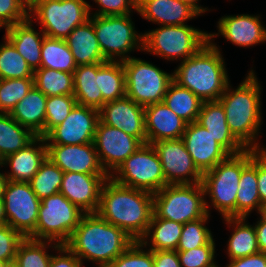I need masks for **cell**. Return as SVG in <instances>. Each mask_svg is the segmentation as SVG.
<instances>
[{"instance_id":"cell-1","label":"cell","mask_w":266,"mask_h":267,"mask_svg":"<svg viewBox=\"0 0 266 267\" xmlns=\"http://www.w3.org/2000/svg\"><path fill=\"white\" fill-rule=\"evenodd\" d=\"M96 213L133 240L140 241L153 215V194L121 185L108 177L102 185Z\"/></svg>"},{"instance_id":"cell-2","label":"cell","mask_w":266,"mask_h":267,"mask_svg":"<svg viewBox=\"0 0 266 267\" xmlns=\"http://www.w3.org/2000/svg\"><path fill=\"white\" fill-rule=\"evenodd\" d=\"M134 241L97 213H84L65 245L82 263L87 260L95 262L98 267H107Z\"/></svg>"},{"instance_id":"cell-3","label":"cell","mask_w":266,"mask_h":267,"mask_svg":"<svg viewBox=\"0 0 266 267\" xmlns=\"http://www.w3.org/2000/svg\"><path fill=\"white\" fill-rule=\"evenodd\" d=\"M256 76L251 69L235 90L229 83L218 101L224 108L227 124L233 136L246 149L266 150L257 142L263 117L261 86Z\"/></svg>"},{"instance_id":"cell-4","label":"cell","mask_w":266,"mask_h":267,"mask_svg":"<svg viewBox=\"0 0 266 267\" xmlns=\"http://www.w3.org/2000/svg\"><path fill=\"white\" fill-rule=\"evenodd\" d=\"M216 43L208 41L193 56L181 61L173 81L202 101H218L230 83L224 58Z\"/></svg>"},{"instance_id":"cell-5","label":"cell","mask_w":266,"mask_h":267,"mask_svg":"<svg viewBox=\"0 0 266 267\" xmlns=\"http://www.w3.org/2000/svg\"><path fill=\"white\" fill-rule=\"evenodd\" d=\"M259 150L246 149L241 154L230 155L202 176L205 196L223 218L236 217V195L242 170Z\"/></svg>"},{"instance_id":"cell-6","label":"cell","mask_w":266,"mask_h":267,"mask_svg":"<svg viewBox=\"0 0 266 267\" xmlns=\"http://www.w3.org/2000/svg\"><path fill=\"white\" fill-rule=\"evenodd\" d=\"M206 199L202 183L166 185L153 194V213L184 225L210 214Z\"/></svg>"},{"instance_id":"cell-7","label":"cell","mask_w":266,"mask_h":267,"mask_svg":"<svg viewBox=\"0 0 266 267\" xmlns=\"http://www.w3.org/2000/svg\"><path fill=\"white\" fill-rule=\"evenodd\" d=\"M208 41L207 32L190 25H165L143 33V51L169 61H184Z\"/></svg>"},{"instance_id":"cell-8","label":"cell","mask_w":266,"mask_h":267,"mask_svg":"<svg viewBox=\"0 0 266 267\" xmlns=\"http://www.w3.org/2000/svg\"><path fill=\"white\" fill-rule=\"evenodd\" d=\"M91 8L85 0H38L29 8V18L41 24L45 36L66 39L75 27L90 19Z\"/></svg>"},{"instance_id":"cell-9","label":"cell","mask_w":266,"mask_h":267,"mask_svg":"<svg viewBox=\"0 0 266 267\" xmlns=\"http://www.w3.org/2000/svg\"><path fill=\"white\" fill-rule=\"evenodd\" d=\"M84 212L60 192L41 200L35 231L28 237L65 245Z\"/></svg>"},{"instance_id":"cell-10","label":"cell","mask_w":266,"mask_h":267,"mask_svg":"<svg viewBox=\"0 0 266 267\" xmlns=\"http://www.w3.org/2000/svg\"><path fill=\"white\" fill-rule=\"evenodd\" d=\"M92 23L107 61H124L135 49L143 51V34L137 33L130 15H92Z\"/></svg>"},{"instance_id":"cell-11","label":"cell","mask_w":266,"mask_h":267,"mask_svg":"<svg viewBox=\"0 0 266 267\" xmlns=\"http://www.w3.org/2000/svg\"><path fill=\"white\" fill-rule=\"evenodd\" d=\"M125 71L126 96L141 106L163 102L173 74L150 62L130 57L122 61Z\"/></svg>"},{"instance_id":"cell-12","label":"cell","mask_w":266,"mask_h":267,"mask_svg":"<svg viewBox=\"0 0 266 267\" xmlns=\"http://www.w3.org/2000/svg\"><path fill=\"white\" fill-rule=\"evenodd\" d=\"M115 182L152 194L168 185L152 144H142L110 176Z\"/></svg>"},{"instance_id":"cell-13","label":"cell","mask_w":266,"mask_h":267,"mask_svg":"<svg viewBox=\"0 0 266 267\" xmlns=\"http://www.w3.org/2000/svg\"><path fill=\"white\" fill-rule=\"evenodd\" d=\"M7 225L28 238L36 228L41 200L29 182L8 181L4 191Z\"/></svg>"},{"instance_id":"cell-14","label":"cell","mask_w":266,"mask_h":267,"mask_svg":"<svg viewBox=\"0 0 266 267\" xmlns=\"http://www.w3.org/2000/svg\"><path fill=\"white\" fill-rule=\"evenodd\" d=\"M93 143L99 162L109 177L142 145L136 137L100 121Z\"/></svg>"},{"instance_id":"cell-15","label":"cell","mask_w":266,"mask_h":267,"mask_svg":"<svg viewBox=\"0 0 266 267\" xmlns=\"http://www.w3.org/2000/svg\"><path fill=\"white\" fill-rule=\"evenodd\" d=\"M168 185L202 183L203 174L195 166L182 139L152 143Z\"/></svg>"},{"instance_id":"cell-16","label":"cell","mask_w":266,"mask_h":267,"mask_svg":"<svg viewBox=\"0 0 266 267\" xmlns=\"http://www.w3.org/2000/svg\"><path fill=\"white\" fill-rule=\"evenodd\" d=\"M99 110L76 104L68 117L46 136V144L78 145L93 142Z\"/></svg>"},{"instance_id":"cell-17","label":"cell","mask_w":266,"mask_h":267,"mask_svg":"<svg viewBox=\"0 0 266 267\" xmlns=\"http://www.w3.org/2000/svg\"><path fill=\"white\" fill-rule=\"evenodd\" d=\"M99 121L103 124L123 130L146 144L144 106L124 96L115 101L106 102L99 109Z\"/></svg>"},{"instance_id":"cell-18","label":"cell","mask_w":266,"mask_h":267,"mask_svg":"<svg viewBox=\"0 0 266 267\" xmlns=\"http://www.w3.org/2000/svg\"><path fill=\"white\" fill-rule=\"evenodd\" d=\"M182 140L195 166L202 174L230 156L210 131L197 121L187 124Z\"/></svg>"},{"instance_id":"cell-19","label":"cell","mask_w":266,"mask_h":267,"mask_svg":"<svg viewBox=\"0 0 266 267\" xmlns=\"http://www.w3.org/2000/svg\"><path fill=\"white\" fill-rule=\"evenodd\" d=\"M107 174L64 172L60 193L84 213H96Z\"/></svg>"},{"instance_id":"cell-20","label":"cell","mask_w":266,"mask_h":267,"mask_svg":"<svg viewBox=\"0 0 266 267\" xmlns=\"http://www.w3.org/2000/svg\"><path fill=\"white\" fill-rule=\"evenodd\" d=\"M46 145L47 157L63 172L106 174L93 142L78 145Z\"/></svg>"},{"instance_id":"cell-21","label":"cell","mask_w":266,"mask_h":267,"mask_svg":"<svg viewBox=\"0 0 266 267\" xmlns=\"http://www.w3.org/2000/svg\"><path fill=\"white\" fill-rule=\"evenodd\" d=\"M260 18V15L249 14L222 16L217 24L218 33H209V41L214 40L215 36L222 35L233 45L243 48L264 43L266 28Z\"/></svg>"},{"instance_id":"cell-22","label":"cell","mask_w":266,"mask_h":267,"mask_svg":"<svg viewBox=\"0 0 266 267\" xmlns=\"http://www.w3.org/2000/svg\"><path fill=\"white\" fill-rule=\"evenodd\" d=\"M146 143L182 139L187 123L163 102L144 107Z\"/></svg>"},{"instance_id":"cell-23","label":"cell","mask_w":266,"mask_h":267,"mask_svg":"<svg viewBox=\"0 0 266 267\" xmlns=\"http://www.w3.org/2000/svg\"><path fill=\"white\" fill-rule=\"evenodd\" d=\"M39 144V145H38ZM47 158L45 137L37 136L26 147L8 155L0 162L3 167L9 165L11 171L5 175L8 181L29 182Z\"/></svg>"},{"instance_id":"cell-24","label":"cell","mask_w":266,"mask_h":267,"mask_svg":"<svg viewBox=\"0 0 266 267\" xmlns=\"http://www.w3.org/2000/svg\"><path fill=\"white\" fill-rule=\"evenodd\" d=\"M137 13L144 19L165 25H187L200 14L190 5L179 0H138Z\"/></svg>"},{"instance_id":"cell-25","label":"cell","mask_w":266,"mask_h":267,"mask_svg":"<svg viewBox=\"0 0 266 267\" xmlns=\"http://www.w3.org/2000/svg\"><path fill=\"white\" fill-rule=\"evenodd\" d=\"M197 122L210 131L230 155L241 154L246 150L230 132L224 108L219 101H203Z\"/></svg>"},{"instance_id":"cell-26","label":"cell","mask_w":266,"mask_h":267,"mask_svg":"<svg viewBox=\"0 0 266 267\" xmlns=\"http://www.w3.org/2000/svg\"><path fill=\"white\" fill-rule=\"evenodd\" d=\"M32 22L33 20L28 18L26 21L9 26L5 29L4 37L13 44L34 72L41 67V47L45 34L41 29L37 32Z\"/></svg>"},{"instance_id":"cell-27","label":"cell","mask_w":266,"mask_h":267,"mask_svg":"<svg viewBox=\"0 0 266 267\" xmlns=\"http://www.w3.org/2000/svg\"><path fill=\"white\" fill-rule=\"evenodd\" d=\"M65 41L71 50L77 66L104 63L107 61L103 57L96 37L92 15L89 20L75 27Z\"/></svg>"},{"instance_id":"cell-28","label":"cell","mask_w":266,"mask_h":267,"mask_svg":"<svg viewBox=\"0 0 266 267\" xmlns=\"http://www.w3.org/2000/svg\"><path fill=\"white\" fill-rule=\"evenodd\" d=\"M46 101L47 96L34 86L9 114L36 136L45 137Z\"/></svg>"},{"instance_id":"cell-29","label":"cell","mask_w":266,"mask_h":267,"mask_svg":"<svg viewBox=\"0 0 266 267\" xmlns=\"http://www.w3.org/2000/svg\"><path fill=\"white\" fill-rule=\"evenodd\" d=\"M236 195V217H248L252 211L261 213L266 209L261 205L257 185V153L242 170Z\"/></svg>"},{"instance_id":"cell-30","label":"cell","mask_w":266,"mask_h":267,"mask_svg":"<svg viewBox=\"0 0 266 267\" xmlns=\"http://www.w3.org/2000/svg\"><path fill=\"white\" fill-rule=\"evenodd\" d=\"M73 79L77 104L99 110L106 103L98 87V63L78 65Z\"/></svg>"},{"instance_id":"cell-31","label":"cell","mask_w":266,"mask_h":267,"mask_svg":"<svg viewBox=\"0 0 266 267\" xmlns=\"http://www.w3.org/2000/svg\"><path fill=\"white\" fill-rule=\"evenodd\" d=\"M225 223L232 226L233 233L227 243L229 260L256 254L259 251L257 234L254 225L246 223V217L223 218ZM233 224V225H232Z\"/></svg>"},{"instance_id":"cell-32","label":"cell","mask_w":266,"mask_h":267,"mask_svg":"<svg viewBox=\"0 0 266 267\" xmlns=\"http://www.w3.org/2000/svg\"><path fill=\"white\" fill-rule=\"evenodd\" d=\"M182 228L183 224L158 218L153 213L147 232L140 242L144 247L149 246L150 250H176Z\"/></svg>"},{"instance_id":"cell-33","label":"cell","mask_w":266,"mask_h":267,"mask_svg":"<svg viewBox=\"0 0 266 267\" xmlns=\"http://www.w3.org/2000/svg\"><path fill=\"white\" fill-rule=\"evenodd\" d=\"M37 136L21 126L9 113H0V162L26 147Z\"/></svg>"},{"instance_id":"cell-34","label":"cell","mask_w":266,"mask_h":267,"mask_svg":"<svg viewBox=\"0 0 266 267\" xmlns=\"http://www.w3.org/2000/svg\"><path fill=\"white\" fill-rule=\"evenodd\" d=\"M163 103L187 124L197 121L203 101L190 90L172 81L166 91Z\"/></svg>"},{"instance_id":"cell-35","label":"cell","mask_w":266,"mask_h":267,"mask_svg":"<svg viewBox=\"0 0 266 267\" xmlns=\"http://www.w3.org/2000/svg\"><path fill=\"white\" fill-rule=\"evenodd\" d=\"M98 87L105 102L126 96L125 71L122 61L98 63Z\"/></svg>"},{"instance_id":"cell-36","label":"cell","mask_w":266,"mask_h":267,"mask_svg":"<svg viewBox=\"0 0 266 267\" xmlns=\"http://www.w3.org/2000/svg\"><path fill=\"white\" fill-rule=\"evenodd\" d=\"M41 67L74 73L77 64L65 39L45 36L41 47Z\"/></svg>"},{"instance_id":"cell-37","label":"cell","mask_w":266,"mask_h":267,"mask_svg":"<svg viewBox=\"0 0 266 267\" xmlns=\"http://www.w3.org/2000/svg\"><path fill=\"white\" fill-rule=\"evenodd\" d=\"M34 86L45 96L73 95V73L39 68L34 71Z\"/></svg>"},{"instance_id":"cell-38","label":"cell","mask_w":266,"mask_h":267,"mask_svg":"<svg viewBox=\"0 0 266 267\" xmlns=\"http://www.w3.org/2000/svg\"><path fill=\"white\" fill-rule=\"evenodd\" d=\"M59 246L52 241L24 238L18 245L15 263L18 267H48L52 255L47 249L51 247L56 251Z\"/></svg>"},{"instance_id":"cell-39","label":"cell","mask_w":266,"mask_h":267,"mask_svg":"<svg viewBox=\"0 0 266 267\" xmlns=\"http://www.w3.org/2000/svg\"><path fill=\"white\" fill-rule=\"evenodd\" d=\"M63 174L64 172L47 157L29 184L36 196L42 200L60 191Z\"/></svg>"},{"instance_id":"cell-40","label":"cell","mask_w":266,"mask_h":267,"mask_svg":"<svg viewBox=\"0 0 266 267\" xmlns=\"http://www.w3.org/2000/svg\"><path fill=\"white\" fill-rule=\"evenodd\" d=\"M0 45V78L24 79L34 78V72L25 59L17 52L13 44L6 38Z\"/></svg>"},{"instance_id":"cell-41","label":"cell","mask_w":266,"mask_h":267,"mask_svg":"<svg viewBox=\"0 0 266 267\" xmlns=\"http://www.w3.org/2000/svg\"><path fill=\"white\" fill-rule=\"evenodd\" d=\"M210 217L189 221L183 225L176 251H187L208 244L213 239L211 230L206 227Z\"/></svg>"},{"instance_id":"cell-42","label":"cell","mask_w":266,"mask_h":267,"mask_svg":"<svg viewBox=\"0 0 266 267\" xmlns=\"http://www.w3.org/2000/svg\"><path fill=\"white\" fill-rule=\"evenodd\" d=\"M34 87V78L1 79L0 113H10Z\"/></svg>"},{"instance_id":"cell-43","label":"cell","mask_w":266,"mask_h":267,"mask_svg":"<svg viewBox=\"0 0 266 267\" xmlns=\"http://www.w3.org/2000/svg\"><path fill=\"white\" fill-rule=\"evenodd\" d=\"M77 104L74 95L49 96L46 101L45 136L61 124Z\"/></svg>"},{"instance_id":"cell-44","label":"cell","mask_w":266,"mask_h":267,"mask_svg":"<svg viewBox=\"0 0 266 267\" xmlns=\"http://www.w3.org/2000/svg\"><path fill=\"white\" fill-rule=\"evenodd\" d=\"M107 267H154L153 252L140 241H134Z\"/></svg>"},{"instance_id":"cell-45","label":"cell","mask_w":266,"mask_h":267,"mask_svg":"<svg viewBox=\"0 0 266 267\" xmlns=\"http://www.w3.org/2000/svg\"><path fill=\"white\" fill-rule=\"evenodd\" d=\"M215 241L187 251H177L181 267H218L215 261Z\"/></svg>"},{"instance_id":"cell-46","label":"cell","mask_w":266,"mask_h":267,"mask_svg":"<svg viewBox=\"0 0 266 267\" xmlns=\"http://www.w3.org/2000/svg\"><path fill=\"white\" fill-rule=\"evenodd\" d=\"M29 18V9L21 0H0V23L8 28Z\"/></svg>"},{"instance_id":"cell-47","label":"cell","mask_w":266,"mask_h":267,"mask_svg":"<svg viewBox=\"0 0 266 267\" xmlns=\"http://www.w3.org/2000/svg\"><path fill=\"white\" fill-rule=\"evenodd\" d=\"M24 237L9 225L0 226V261L15 262L16 251Z\"/></svg>"},{"instance_id":"cell-48","label":"cell","mask_w":266,"mask_h":267,"mask_svg":"<svg viewBox=\"0 0 266 267\" xmlns=\"http://www.w3.org/2000/svg\"><path fill=\"white\" fill-rule=\"evenodd\" d=\"M100 7L95 16L130 15L131 11L137 12L138 0H93Z\"/></svg>"},{"instance_id":"cell-49","label":"cell","mask_w":266,"mask_h":267,"mask_svg":"<svg viewBox=\"0 0 266 267\" xmlns=\"http://www.w3.org/2000/svg\"><path fill=\"white\" fill-rule=\"evenodd\" d=\"M56 251L59 255L52 254L48 267H83L81 260L66 245H60Z\"/></svg>"},{"instance_id":"cell-50","label":"cell","mask_w":266,"mask_h":267,"mask_svg":"<svg viewBox=\"0 0 266 267\" xmlns=\"http://www.w3.org/2000/svg\"><path fill=\"white\" fill-rule=\"evenodd\" d=\"M257 185L261 205L266 209V150L257 152Z\"/></svg>"},{"instance_id":"cell-51","label":"cell","mask_w":266,"mask_h":267,"mask_svg":"<svg viewBox=\"0 0 266 267\" xmlns=\"http://www.w3.org/2000/svg\"><path fill=\"white\" fill-rule=\"evenodd\" d=\"M154 267H181L176 250H152Z\"/></svg>"},{"instance_id":"cell-52","label":"cell","mask_w":266,"mask_h":267,"mask_svg":"<svg viewBox=\"0 0 266 267\" xmlns=\"http://www.w3.org/2000/svg\"><path fill=\"white\" fill-rule=\"evenodd\" d=\"M226 267H266V254L258 252L246 257L230 260Z\"/></svg>"},{"instance_id":"cell-53","label":"cell","mask_w":266,"mask_h":267,"mask_svg":"<svg viewBox=\"0 0 266 267\" xmlns=\"http://www.w3.org/2000/svg\"><path fill=\"white\" fill-rule=\"evenodd\" d=\"M260 218L255 224L259 251L266 254V211L259 213Z\"/></svg>"},{"instance_id":"cell-54","label":"cell","mask_w":266,"mask_h":267,"mask_svg":"<svg viewBox=\"0 0 266 267\" xmlns=\"http://www.w3.org/2000/svg\"><path fill=\"white\" fill-rule=\"evenodd\" d=\"M180 2L186 3L193 7L200 15L208 11V8H203L201 5L199 6V0H179Z\"/></svg>"},{"instance_id":"cell-55","label":"cell","mask_w":266,"mask_h":267,"mask_svg":"<svg viewBox=\"0 0 266 267\" xmlns=\"http://www.w3.org/2000/svg\"><path fill=\"white\" fill-rule=\"evenodd\" d=\"M7 225V218L5 215L4 200L0 198V226Z\"/></svg>"},{"instance_id":"cell-56","label":"cell","mask_w":266,"mask_h":267,"mask_svg":"<svg viewBox=\"0 0 266 267\" xmlns=\"http://www.w3.org/2000/svg\"><path fill=\"white\" fill-rule=\"evenodd\" d=\"M2 166L0 165V168ZM8 182V179L6 177V175L4 173H1L0 172V198H3L4 196V191H5V187H6V184Z\"/></svg>"},{"instance_id":"cell-57","label":"cell","mask_w":266,"mask_h":267,"mask_svg":"<svg viewBox=\"0 0 266 267\" xmlns=\"http://www.w3.org/2000/svg\"><path fill=\"white\" fill-rule=\"evenodd\" d=\"M26 7L29 9L30 7H32L38 0H21Z\"/></svg>"},{"instance_id":"cell-58","label":"cell","mask_w":266,"mask_h":267,"mask_svg":"<svg viewBox=\"0 0 266 267\" xmlns=\"http://www.w3.org/2000/svg\"><path fill=\"white\" fill-rule=\"evenodd\" d=\"M6 267H18L15 262L8 263Z\"/></svg>"},{"instance_id":"cell-59","label":"cell","mask_w":266,"mask_h":267,"mask_svg":"<svg viewBox=\"0 0 266 267\" xmlns=\"http://www.w3.org/2000/svg\"><path fill=\"white\" fill-rule=\"evenodd\" d=\"M9 262L0 261V267H6Z\"/></svg>"}]
</instances>
